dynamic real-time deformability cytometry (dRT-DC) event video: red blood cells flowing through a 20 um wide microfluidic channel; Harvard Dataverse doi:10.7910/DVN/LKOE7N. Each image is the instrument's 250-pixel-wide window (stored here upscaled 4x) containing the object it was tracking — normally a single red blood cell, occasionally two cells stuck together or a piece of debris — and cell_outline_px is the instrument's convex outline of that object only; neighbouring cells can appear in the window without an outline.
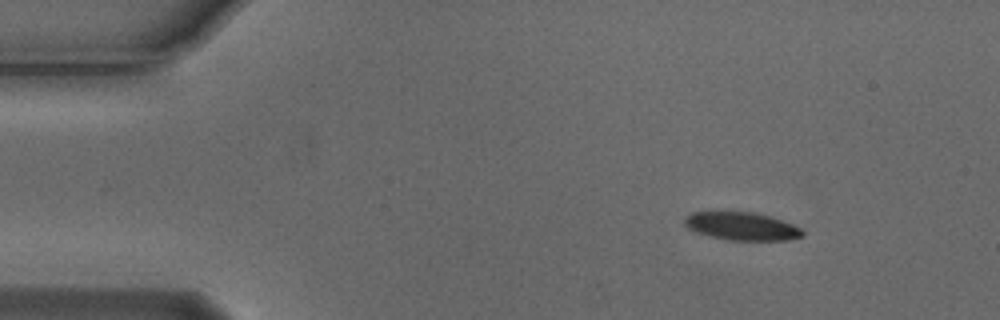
{"species": "Egyptian fruit bat (a non-hibernating species)", "species_latin": "Rousettus aegyptiacus", "temperature_condition": "cold", "stored_images_in_passage": 3, "camera_frame_rate_fps": 3000, "um_per_image_px": 0.085, "animal": {"sex": "male"}, "frame": {"image": 1, "passage_image": 1, "time_ms": 0.0, "image_size_px": [1000, 320], "cell_outline_px": [[804, 236], [788, 240], [728, 240], [696, 232], [688, 228], [684, 224], [684, 216], [692, 212], [752, 212], [768, 216], [792, 224], [800, 228], [804, 232]], "centroid_in_image_um": [63.03, 19.23], "position_along_channel_um": 22.0, "area_um2": 19.07}}